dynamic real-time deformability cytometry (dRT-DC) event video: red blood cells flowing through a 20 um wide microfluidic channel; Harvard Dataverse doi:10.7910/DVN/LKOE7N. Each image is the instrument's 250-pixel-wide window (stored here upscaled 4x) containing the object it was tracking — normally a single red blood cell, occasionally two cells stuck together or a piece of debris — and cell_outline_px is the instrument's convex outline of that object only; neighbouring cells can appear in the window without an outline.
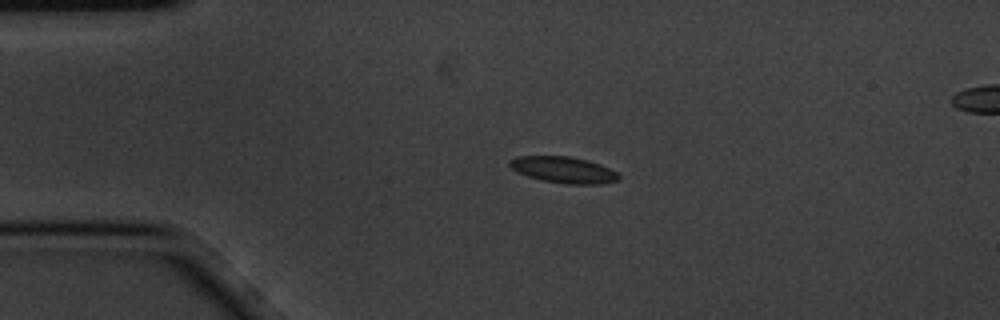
{"species": "common noctule bat (a hibernating species)", "species_latin": "Nyctalus noctula", "temperature_condition": "cold", "stored_images_in_passage": 5, "segment_of_instrument_passage": [1, 2], "camera_frame_rate_fps": 3000, "um_per_image_px": 0.085, "animal": {"sex": "male", "body_mass_g": 20.1, "forearm_length_mm": 53.5}, "frame": {"image": 1, "passage_image": 3, "time_ms": 0.667, "image_size_px": [1000, 320], "cell_outline_px": [[620, 180], [600, 184], [568, 184], [540, 180], [516, 172], [508, 164], [508, 160], [516, 156], [568, 156], [588, 160], [600, 164], [616, 172], [620, 176]], "centroid_in_image_um": [47.88, 14.43], "position_along_channel_um": 37.1, "area_um2": 16.82}}